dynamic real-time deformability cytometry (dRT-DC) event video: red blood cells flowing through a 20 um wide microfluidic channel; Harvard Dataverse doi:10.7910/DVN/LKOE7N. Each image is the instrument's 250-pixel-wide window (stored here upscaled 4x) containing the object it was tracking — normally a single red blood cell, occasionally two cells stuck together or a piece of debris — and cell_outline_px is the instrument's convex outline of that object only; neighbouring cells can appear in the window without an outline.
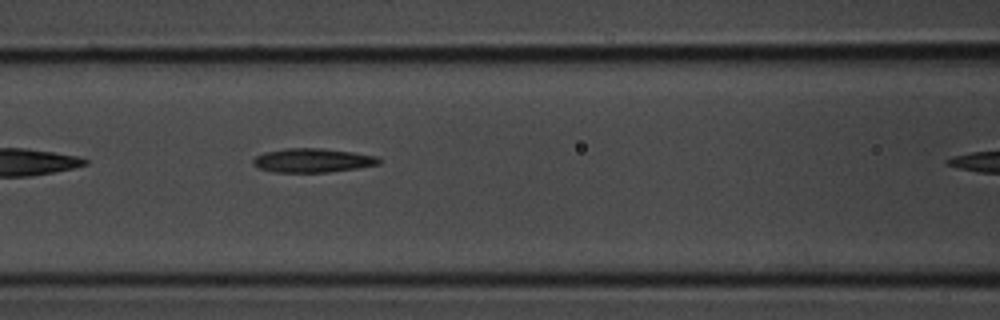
{"species": "common noctule bat (a hibernating species)", "species_latin": "Nyctalus noctula", "temperature_condition": "room temperature", "stored_images_in_passage": 12, "camera_frame_rate_fps": 3000, "um_per_image_px": 0.085, "animal": {"sex": "male", "body_mass_g": 20.1, "forearm_length_mm": 53.5}, "frame": {"image": 1, "passage_image": 7, "time_ms": 2.0, "image_size_px": [1000, 320], "cell_outline_px": [[380, 164], [356, 168], [328, 172], [276, 172], [256, 168], [252, 164], [252, 160], [256, 156], [264, 152], [284, 148], [320, 148], [352, 152], [376, 156], [380, 160]], "centroid_in_image_um": [26.51, 13.63], "position_along_channel_um": 140.1, "area_um2": 17.57}}
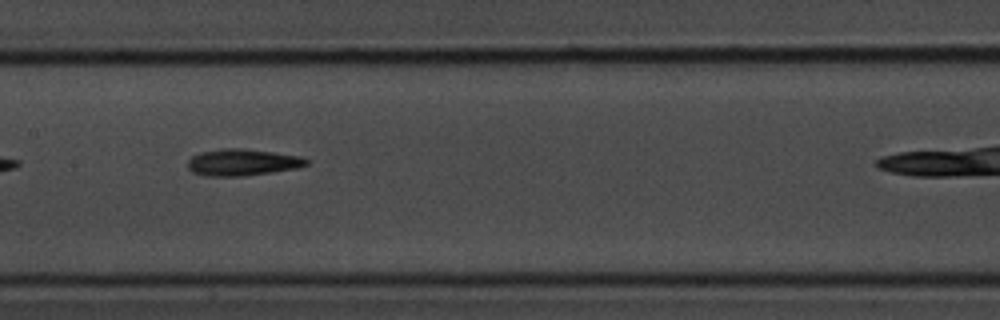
{"frame": {"image": 2, "passage_image": 10, "time_ms": 3.0, "image_size_px": [1000, 320], "cell_outline_px": [[308, 164], [300, 168], [244, 176], [208, 176], [192, 172], [188, 168], [188, 160], [192, 156], [200, 152], [220, 148], [244, 148], [300, 156], [308, 160]], "centroid_in_image_um": [20.6, 13.79], "position_along_channel_um": 186.8, "area_um2": 18.55}}